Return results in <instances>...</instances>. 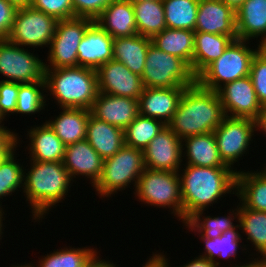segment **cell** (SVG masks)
Returning <instances> with one entry per match:
<instances>
[{
  "label": "cell",
  "instance_id": "d590c367",
  "mask_svg": "<svg viewBox=\"0 0 266 267\" xmlns=\"http://www.w3.org/2000/svg\"><path fill=\"white\" fill-rule=\"evenodd\" d=\"M240 226L237 224L235 228L227 230L220 237H216L215 239L201 237L203 242H205V251L204 254L199 255L202 257H206L210 261L214 262L217 267H220V261L217 262L216 259L223 258L229 259L234 256L236 258L237 250L239 246L241 247V234L238 230ZM218 257V258H217Z\"/></svg>",
  "mask_w": 266,
  "mask_h": 267
},
{
  "label": "cell",
  "instance_id": "60d3db41",
  "mask_svg": "<svg viewBox=\"0 0 266 267\" xmlns=\"http://www.w3.org/2000/svg\"><path fill=\"white\" fill-rule=\"evenodd\" d=\"M30 6L57 21L75 17L72 0H32Z\"/></svg>",
  "mask_w": 266,
  "mask_h": 267
},
{
  "label": "cell",
  "instance_id": "52a82bcc",
  "mask_svg": "<svg viewBox=\"0 0 266 267\" xmlns=\"http://www.w3.org/2000/svg\"><path fill=\"white\" fill-rule=\"evenodd\" d=\"M144 169L143 151L124 145L116 154L104 159L101 177L93 187L101 198L111 197L133 181L136 188Z\"/></svg>",
  "mask_w": 266,
  "mask_h": 267
},
{
  "label": "cell",
  "instance_id": "4316f807",
  "mask_svg": "<svg viewBox=\"0 0 266 267\" xmlns=\"http://www.w3.org/2000/svg\"><path fill=\"white\" fill-rule=\"evenodd\" d=\"M62 110L54 120L46 121L48 126L66 146L86 140L90 110L84 108H62Z\"/></svg>",
  "mask_w": 266,
  "mask_h": 267
},
{
  "label": "cell",
  "instance_id": "836d02e7",
  "mask_svg": "<svg viewBox=\"0 0 266 267\" xmlns=\"http://www.w3.org/2000/svg\"><path fill=\"white\" fill-rule=\"evenodd\" d=\"M167 28L195 30L199 0H162Z\"/></svg>",
  "mask_w": 266,
  "mask_h": 267
},
{
  "label": "cell",
  "instance_id": "9f6ffc18",
  "mask_svg": "<svg viewBox=\"0 0 266 267\" xmlns=\"http://www.w3.org/2000/svg\"><path fill=\"white\" fill-rule=\"evenodd\" d=\"M12 267H36V266H33V264H25V265H19V266H16V265H13Z\"/></svg>",
  "mask_w": 266,
  "mask_h": 267
},
{
  "label": "cell",
  "instance_id": "83f0119b",
  "mask_svg": "<svg viewBox=\"0 0 266 267\" xmlns=\"http://www.w3.org/2000/svg\"><path fill=\"white\" fill-rule=\"evenodd\" d=\"M151 38L136 34L113 41V59L123 63L132 73L142 76Z\"/></svg>",
  "mask_w": 266,
  "mask_h": 267
},
{
  "label": "cell",
  "instance_id": "74e56055",
  "mask_svg": "<svg viewBox=\"0 0 266 267\" xmlns=\"http://www.w3.org/2000/svg\"><path fill=\"white\" fill-rule=\"evenodd\" d=\"M15 151L13 148L0 159V199L23 187L24 167L16 162Z\"/></svg>",
  "mask_w": 266,
  "mask_h": 267
},
{
  "label": "cell",
  "instance_id": "d4e9b609",
  "mask_svg": "<svg viewBox=\"0 0 266 267\" xmlns=\"http://www.w3.org/2000/svg\"><path fill=\"white\" fill-rule=\"evenodd\" d=\"M184 140V141H183ZM185 143V144H184ZM186 164L198 167H229L220 157L214 132L188 136L182 139Z\"/></svg>",
  "mask_w": 266,
  "mask_h": 267
},
{
  "label": "cell",
  "instance_id": "d6986e66",
  "mask_svg": "<svg viewBox=\"0 0 266 267\" xmlns=\"http://www.w3.org/2000/svg\"><path fill=\"white\" fill-rule=\"evenodd\" d=\"M103 161L89 142L82 140L66 146L62 163L72 181L76 176L82 175L90 178L94 186L101 177Z\"/></svg>",
  "mask_w": 266,
  "mask_h": 267
},
{
  "label": "cell",
  "instance_id": "1f68e13d",
  "mask_svg": "<svg viewBox=\"0 0 266 267\" xmlns=\"http://www.w3.org/2000/svg\"><path fill=\"white\" fill-rule=\"evenodd\" d=\"M237 212H236V211ZM239 205L236 209H232V212L228 213L227 216L224 217H214L206 216L202 217L204 210H200L195 212L192 216H190L184 223L186 228H188L193 232L197 231L200 237L215 239L216 237H220L227 230L235 228L237 225L232 222L235 219H239ZM235 211V212H234ZM233 217V218H232ZM201 233V234H200Z\"/></svg>",
  "mask_w": 266,
  "mask_h": 267
},
{
  "label": "cell",
  "instance_id": "9c48e42d",
  "mask_svg": "<svg viewBox=\"0 0 266 267\" xmlns=\"http://www.w3.org/2000/svg\"><path fill=\"white\" fill-rule=\"evenodd\" d=\"M93 22L94 20L84 17L58 20L47 58L50 65L44 63L45 69L78 67L77 49Z\"/></svg>",
  "mask_w": 266,
  "mask_h": 267
},
{
  "label": "cell",
  "instance_id": "b9f144b4",
  "mask_svg": "<svg viewBox=\"0 0 266 267\" xmlns=\"http://www.w3.org/2000/svg\"><path fill=\"white\" fill-rule=\"evenodd\" d=\"M20 83L0 80V113L5 118L15 113Z\"/></svg>",
  "mask_w": 266,
  "mask_h": 267
},
{
  "label": "cell",
  "instance_id": "681fc988",
  "mask_svg": "<svg viewBox=\"0 0 266 267\" xmlns=\"http://www.w3.org/2000/svg\"><path fill=\"white\" fill-rule=\"evenodd\" d=\"M255 123L256 130L260 131L261 129V131H263V134H266V108H263L262 112L257 116Z\"/></svg>",
  "mask_w": 266,
  "mask_h": 267
},
{
  "label": "cell",
  "instance_id": "9a60e30c",
  "mask_svg": "<svg viewBox=\"0 0 266 267\" xmlns=\"http://www.w3.org/2000/svg\"><path fill=\"white\" fill-rule=\"evenodd\" d=\"M99 92L139 100L144 86L142 78L114 59L97 70Z\"/></svg>",
  "mask_w": 266,
  "mask_h": 267
},
{
  "label": "cell",
  "instance_id": "f907efd6",
  "mask_svg": "<svg viewBox=\"0 0 266 267\" xmlns=\"http://www.w3.org/2000/svg\"><path fill=\"white\" fill-rule=\"evenodd\" d=\"M260 258L258 257L257 259H254L251 261H249V263H245V264H241L239 265H235V266H231V267H266V260L264 258Z\"/></svg>",
  "mask_w": 266,
  "mask_h": 267
},
{
  "label": "cell",
  "instance_id": "6da1fadb",
  "mask_svg": "<svg viewBox=\"0 0 266 267\" xmlns=\"http://www.w3.org/2000/svg\"><path fill=\"white\" fill-rule=\"evenodd\" d=\"M185 165L184 171L181 169L183 173L179 174L183 223L195 212L205 210L209 205L216 203L226 193L236 194L238 171L233 170L234 168Z\"/></svg>",
  "mask_w": 266,
  "mask_h": 267
},
{
  "label": "cell",
  "instance_id": "f35d334b",
  "mask_svg": "<svg viewBox=\"0 0 266 267\" xmlns=\"http://www.w3.org/2000/svg\"><path fill=\"white\" fill-rule=\"evenodd\" d=\"M45 88V82L20 83L15 113L30 115L45 109L47 105L46 94H43Z\"/></svg>",
  "mask_w": 266,
  "mask_h": 267
},
{
  "label": "cell",
  "instance_id": "c3c4849f",
  "mask_svg": "<svg viewBox=\"0 0 266 267\" xmlns=\"http://www.w3.org/2000/svg\"><path fill=\"white\" fill-rule=\"evenodd\" d=\"M98 253H96L85 265L84 267H116V264L113 263V261L110 263V261L101 260L99 256H97Z\"/></svg>",
  "mask_w": 266,
  "mask_h": 267
},
{
  "label": "cell",
  "instance_id": "6f0895ef",
  "mask_svg": "<svg viewBox=\"0 0 266 267\" xmlns=\"http://www.w3.org/2000/svg\"><path fill=\"white\" fill-rule=\"evenodd\" d=\"M126 1H129V2H131L133 4V3H137V2H141V1H146V0H126Z\"/></svg>",
  "mask_w": 266,
  "mask_h": 267
},
{
  "label": "cell",
  "instance_id": "ac0fdd59",
  "mask_svg": "<svg viewBox=\"0 0 266 267\" xmlns=\"http://www.w3.org/2000/svg\"><path fill=\"white\" fill-rule=\"evenodd\" d=\"M113 41L95 21L87 28L77 49L78 66L97 70L113 59Z\"/></svg>",
  "mask_w": 266,
  "mask_h": 267
},
{
  "label": "cell",
  "instance_id": "4dcf8cb0",
  "mask_svg": "<svg viewBox=\"0 0 266 267\" xmlns=\"http://www.w3.org/2000/svg\"><path fill=\"white\" fill-rule=\"evenodd\" d=\"M137 33L152 38L167 28L162 0L133 3Z\"/></svg>",
  "mask_w": 266,
  "mask_h": 267
},
{
  "label": "cell",
  "instance_id": "11a10c76",
  "mask_svg": "<svg viewBox=\"0 0 266 267\" xmlns=\"http://www.w3.org/2000/svg\"><path fill=\"white\" fill-rule=\"evenodd\" d=\"M3 213H4V211H3V208H0V240L2 239L1 238V235L3 234V232H2V229H3V220H2V218H3Z\"/></svg>",
  "mask_w": 266,
  "mask_h": 267
},
{
  "label": "cell",
  "instance_id": "ab89813d",
  "mask_svg": "<svg viewBox=\"0 0 266 267\" xmlns=\"http://www.w3.org/2000/svg\"><path fill=\"white\" fill-rule=\"evenodd\" d=\"M249 76L259 103L266 108V55L259 50L252 59Z\"/></svg>",
  "mask_w": 266,
  "mask_h": 267
},
{
  "label": "cell",
  "instance_id": "ee69618b",
  "mask_svg": "<svg viewBox=\"0 0 266 267\" xmlns=\"http://www.w3.org/2000/svg\"><path fill=\"white\" fill-rule=\"evenodd\" d=\"M17 8L6 0H0V40L7 39Z\"/></svg>",
  "mask_w": 266,
  "mask_h": 267
},
{
  "label": "cell",
  "instance_id": "30bf717a",
  "mask_svg": "<svg viewBox=\"0 0 266 267\" xmlns=\"http://www.w3.org/2000/svg\"><path fill=\"white\" fill-rule=\"evenodd\" d=\"M57 20L31 6L18 8L8 40L21 47H49Z\"/></svg>",
  "mask_w": 266,
  "mask_h": 267
},
{
  "label": "cell",
  "instance_id": "277c9868",
  "mask_svg": "<svg viewBox=\"0 0 266 267\" xmlns=\"http://www.w3.org/2000/svg\"><path fill=\"white\" fill-rule=\"evenodd\" d=\"M46 91H50L60 108L90 110L98 96L97 71L78 66L45 69Z\"/></svg>",
  "mask_w": 266,
  "mask_h": 267
},
{
  "label": "cell",
  "instance_id": "3957f363",
  "mask_svg": "<svg viewBox=\"0 0 266 267\" xmlns=\"http://www.w3.org/2000/svg\"><path fill=\"white\" fill-rule=\"evenodd\" d=\"M30 162L28 173L24 169L22 189L32 208V219L39 222L53 205L68 195L72 179L62 162Z\"/></svg>",
  "mask_w": 266,
  "mask_h": 267
},
{
  "label": "cell",
  "instance_id": "7402d4cb",
  "mask_svg": "<svg viewBox=\"0 0 266 267\" xmlns=\"http://www.w3.org/2000/svg\"><path fill=\"white\" fill-rule=\"evenodd\" d=\"M86 140L103 158L116 154L124 145V130L96 119L91 114L88 118Z\"/></svg>",
  "mask_w": 266,
  "mask_h": 267
},
{
  "label": "cell",
  "instance_id": "8992f818",
  "mask_svg": "<svg viewBox=\"0 0 266 267\" xmlns=\"http://www.w3.org/2000/svg\"><path fill=\"white\" fill-rule=\"evenodd\" d=\"M134 194L145 204L170 208L183 222V203L179 172L145 168L138 179ZM172 208V209H171Z\"/></svg>",
  "mask_w": 266,
  "mask_h": 267
},
{
  "label": "cell",
  "instance_id": "4fadbf2b",
  "mask_svg": "<svg viewBox=\"0 0 266 267\" xmlns=\"http://www.w3.org/2000/svg\"><path fill=\"white\" fill-rule=\"evenodd\" d=\"M217 93L225 116L255 120L263 110L250 76L224 84Z\"/></svg>",
  "mask_w": 266,
  "mask_h": 267
},
{
  "label": "cell",
  "instance_id": "ffe728a7",
  "mask_svg": "<svg viewBox=\"0 0 266 267\" xmlns=\"http://www.w3.org/2000/svg\"><path fill=\"white\" fill-rule=\"evenodd\" d=\"M186 87L144 88L139 97V114L163 121L172 120Z\"/></svg>",
  "mask_w": 266,
  "mask_h": 267
},
{
  "label": "cell",
  "instance_id": "7a4b0ae2",
  "mask_svg": "<svg viewBox=\"0 0 266 267\" xmlns=\"http://www.w3.org/2000/svg\"><path fill=\"white\" fill-rule=\"evenodd\" d=\"M225 117L217 91L197 82L186 87L167 126L182 140L188 136L213 132Z\"/></svg>",
  "mask_w": 266,
  "mask_h": 267
},
{
  "label": "cell",
  "instance_id": "7bdbcfd3",
  "mask_svg": "<svg viewBox=\"0 0 266 267\" xmlns=\"http://www.w3.org/2000/svg\"><path fill=\"white\" fill-rule=\"evenodd\" d=\"M112 0H72L75 17L95 20Z\"/></svg>",
  "mask_w": 266,
  "mask_h": 267
},
{
  "label": "cell",
  "instance_id": "cb8c5ba5",
  "mask_svg": "<svg viewBox=\"0 0 266 267\" xmlns=\"http://www.w3.org/2000/svg\"><path fill=\"white\" fill-rule=\"evenodd\" d=\"M237 36L195 32L192 73L197 77L208 65L218 59Z\"/></svg>",
  "mask_w": 266,
  "mask_h": 267
},
{
  "label": "cell",
  "instance_id": "5bb4252c",
  "mask_svg": "<svg viewBox=\"0 0 266 267\" xmlns=\"http://www.w3.org/2000/svg\"><path fill=\"white\" fill-rule=\"evenodd\" d=\"M182 148V140L166 125L143 151L145 168L180 172Z\"/></svg>",
  "mask_w": 266,
  "mask_h": 267
},
{
  "label": "cell",
  "instance_id": "f546056e",
  "mask_svg": "<svg viewBox=\"0 0 266 267\" xmlns=\"http://www.w3.org/2000/svg\"><path fill=\"white\" fill-rule=\"evenodd\" d=\"M194 35L195 31L192 30L165 28L162 32L155 34L151 41L163 52L184 60L192 71Z\"/></svg>",
  "mask_w": 266,
  "mask_h": 267
},
{
  "label": "cell",
  "instance_id": "5b68a950",
  "mask_svg": "<svg viewBox=\"0 0 266 267\" xmlns=\"http://www.w3.org/2000/svg\"><path fill=\"white\" fill-rule=\"evenodd\" d=\"M246 42L249 44L247 40H233L224 53L196 77V82L203 88L217 91L226 83L249 76L259 47L251 49Z\"/></svg>",
  "mask_w": 266,
  "mask_h": 267
},
{
  "label": "cell",
  "instance_id": "816d5d0a",
  "mask_svg": "<svg viewBox=\"0 0 266 267\" xmlns=\"http://www.w3.org/2000/svg\"><path fill=\"white\" fill-rule=\"evenodd\" d=\"M13 4L17 9L30 6L32 0H6Z\"/></svg>",
  "mask_w": 266,
  "mask_h": 267
},
{
  "label": "cell",
  "instance_id": "44dd1931",
  "mask_svg": "<svg viewBox=\"0 0 266 267\" xmlns=\"http://www.w3.org/2000/svg\"><path fill=\"white\" fill-rule=\"evenodd\" d=\"M94 21L113 38L138 34L133 4L126 0H112Z\"/></svg>",
  "mask_w": 266,
  "mask_h": 267
},
{
  "label": "cell",
  "instance_id": "f6af8a7d",
  "mask_svg": "<svg viewBox=\"0 0 266 267\" xmlns=\"http://www.w3.org/2000/svg\"><path fill=\"white\" fill-rule=\"evenodd\" d=\"M8 128L0 124V159L4 157L13 148L16 149L20 139L18 140V135L11 132Z\"/></svg>",
  "mask_w": 266,
  "mask_h": 267
},
{
  "label": "cell",
  "instance_id": "bcb514c9",
  "mask_svg": "<svg viewBox=\"0 0 266 267\" xmlns=\"http://www.w3.org/2000/svg\"><path fill=\"white\" fill-rule=\"evenodd\" d=\"M168 260L162 253L153 254L142 267H169Z\"/></svg>",
  "mask_w": 266,
  "mask_h": 267
},
{
  "label": "cell",
  "instance_id": "603a6c76",
  "mask_svg": "<svg viewBox=\"0 0 266 267\" xmlns=\"http://www.w3.org/2000/svg\"><path fill=\"white\" fill-rule=\"evenodd\" d=\"M29 135L30 160L41 162H62L66 145L45 122L41 126L31 127Z\"/></svg>",
  "mask_w": 266,
  "mask_h": 267
},
{
  "label": "cell",
  "instance_id": "7c38bea8",
  "mask_svg": "<svg viewBox=\"0 0 266 267\" xmlns=\"http://www.w3.org/2000/svg\"><path fill=\"white\" fill-rule=\"evenodd\" d=\"M255 129L253 119L225 116L220 126L213 131L220 157L227 166L232 168L239 157L249 150L253 133L257 131Z\"/></svg>",
  "mask_w": 266,
  "mask_h": 267
},
{
  "label": "cell",
  "instance_id": "2e32d148",
  "mask_svg": "<svg viewBox=\"0 0 266 267\" xmlns=\"http://www.w3.org/2000/svg\"><path fill=\"white\" fill-rule=\"evenodd\" d=\"M90 113L96 119L125 130L139 114V101L99 92Z\"/></svg>",
  "mask_w": 266,
  "mask_h": 267
},
{
  "label": "cell",
  "instance_id": "7dc6e473",
  "mask_svg": "<svg viewBox=\"0 0 266 267\" xmlns=\"http://www.w3.org/2000/svg\"><path fill=\"white\" fill-rule=\"evenodd\" d=\"M179 267H217V266L214 262L210 261L206 257L198 256L195 257L194 260L192 259L185 265Z\"/></svg>",
  "mask_w": 266,
  "mask_h": 267
},
{
  "label": "cell",
  "instance_id": "e0dca14e",
  "mask_svg": "<svg viewBox=\"0 0 266 267\" xmlns=\"http://www.w3.org/2000/svg\"><path fill=\"white\" fill-rule=\"evenodd\" d=\"M194 31L237 36L236 11L221 0H199Z\"/></svg>",
  "mask_w": 266,
  "mask_h": 267
},
{
  "label": "cell",
  "instance_id": "f5cc1de1",
  "mask_svg": "<svg viewBox=\"0 0 266 267\" xmlns=\"http://www.w3.org/2000/svg\"><path fill=\"white\" fill-rule=\"evenodd\" d=\"M227 6L232 7L235 11L241 6L244 0H221Z\"/></svg>",
  "mask_w": 266,
  "mask_h": 267
},
{
  "label": "cell",
  "instance_id": "db71d44e",
  "mask_svg": "<svg viewBox=\"0 0 266 267\" xmlns=\"http://www.w3.org/2000/svg\"><path fill=\"white\" fill-rule=\"evenodd\" d=\"M259 42V45H257L259 47V51L266 55V36Z\"/></svg>",
  "mask_w": 266,
  "mask_h": 267
},
{
  "label": "cell",
  "instance_id": "d6a6232c",
  "mask_svg": "<svg viewBox=\"0 0 266 267\" xmlns=\"http://www.w3.org/2000/svg\"><path fill=\"white\" fill-rule=\"evenodd\" d=\"M240 230L246 233L247 240L252 242L256 252L266 257V212L255 211L244 207L239 202Z\"/></svg>",
  "mask_w": 266,
  "mask_h": 267
},
{
  "label": "cell",
  "instance_id": "8fae6325",
  "mask_svg": "<svg viewBox=\"0 0 266 267\" xmlns=\"http://www.w3.org/2000/svg\"><path fill=\"white\" fill-rule=\"evenodd\" d=\"M8 39L0 40V74L16 83L45 82L44 62Z\"/></svg>",
  "mask_w": 266,
  "mask_h": 267
},
{
  "label": "cell",
  "instance_id": "680465c9",
  "mask_svg": "<svg viewBox=\"0 0 266 267\" xmlns=\"http://www.w3.org/2000/svg\"><path fill=\"white\" fill-rule=\"evenodd\" d=\"M4 119H6V118H4L0 113V124L2 123V121H4Z\"/></svg>",
  "mask_w": 266,
  "mask_h": 267
},
{
  "label": "cell",
  "instance_id": "e575fe53",
  "mask_svg": "<svg viewBox=\"0 0 266 267\" xmlns=\"http://www.w3.org/2000/svg\"><path fill=\"white\" fill-rule=\"evenodd\" d=\"M165 126L161 120L138 114L124 130L125 145L144 151Z\"/></svg>",
  "mask_w": 266,
  "mask_h": 267
},
{
  "label": "cell",
  "instance_id": "ba28073f",
  "mask_svg": "<svg viewBox=\"0 0 266 267\" xmlns=\"http://www.w3.org/2000/svg\"><path fill=\"white\" fill-rule=\"evenodd\" d=\"M141 78L144 88L189 87L196 82L184 60L163 52L152 43L148 47Z\"/></svg>",
  "mask_w": 266,
  "mask_h": 267
},
{
  "label": "cell",
  "instance_id": "f1b7e54d",
  "mask_svg": "<svg viewBox=\"0 0 266 267\" xmlns=\"http://www.w3.org/2000/svg\"><path fill=\"white\" fill-rule=\"evenodd\" d=\"M236 191L235 195L244 207L266 212V167L259 172L238 171Z\"/></svg>",
  "mask_w": 266,
  "mask_h": 267
},
{
  "label": "cell",
  "instance_id": "484cf974",
  "mask_svg": "<svg viewBox=\"0 0 266 267\" xmlns=\"http://www.w3.org/2000/svg\"><path fill=\"white\" fill-rule=\"evenodd\" d=\"M236 33L247 41L266 36V0H244L236 10Z\"/></svg>",
  "mask_w": 266,
  "mask_h": 267
},
{
  "label": "cell",
  "instance_id": "8d00e7d4",
  "mask_svg": "<svg viewBox=\"0 0 266 267\" xmlns=\"http://www.w3.org/2000/svg\"><path fill=\"white\" fill-rule=\"evenodd\" d=\"M98 253L94 248H64L47 254L37 267H84Z\"/></svg>",
  "mask_w": 266,
  "mask_h": 267
}]
</instances>
